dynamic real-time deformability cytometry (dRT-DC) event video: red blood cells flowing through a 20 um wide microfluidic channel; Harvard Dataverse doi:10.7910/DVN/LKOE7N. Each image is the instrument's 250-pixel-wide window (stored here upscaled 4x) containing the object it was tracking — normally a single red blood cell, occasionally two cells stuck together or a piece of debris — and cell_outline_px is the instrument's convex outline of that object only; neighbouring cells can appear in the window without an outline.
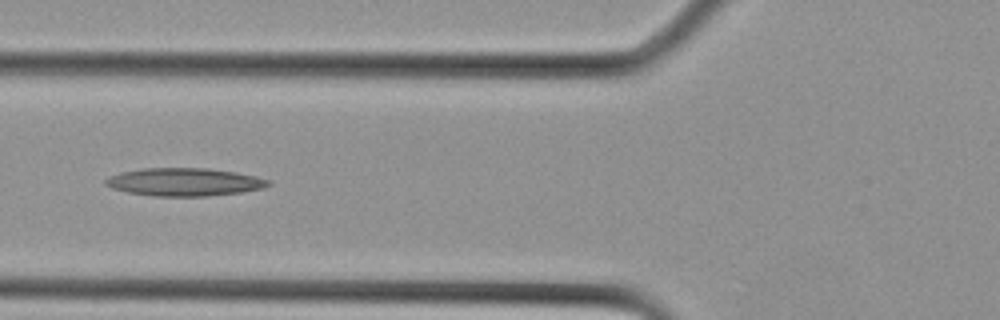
{"species": "Egyptian fruit bat (a non-hibernating species)", "species_latin": "Rousettus aegyptiacus", "temperature_condition": "cold", "stored_images_in_passage": 10, "camera_frame_rate_fps": 3000, "um_per_image_px": 0.085, "animal": {"sex": "female"}, "frame": {"image": 1, "passage_image": 7, "time_ms": 2.0, "image_size_px": [1000, 320], "cell_outline_px": [[272, 184], [264, 188], [240, 192], [208, 196], [152, 196], [128, 192], [112, 188], [104, 184], [104, 180], [108, 176], [120, 172], [144, 168], [208, 168], [236, 172], [256, 176], [272, 180]], "centroid_in_image_um": [15.68, 15.46], "position_along_channel_um": 110.1, "area_um2": 26.7}}
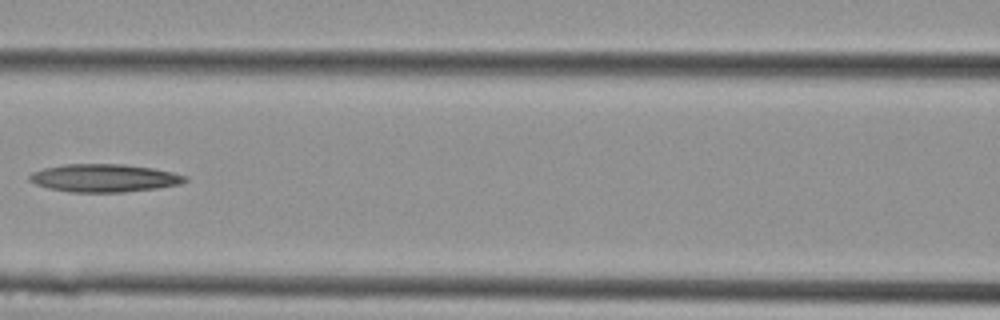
{"frame": {"image": 2, "passage_image": 9, "time_ms": 2.667, "image_size_px": [1000, 320], "cell_outline_px": [[188, 180], [180, 184], [156, 188], [124, 192], [68, 192], [48, 188], [36, 184], [28, 180], [28, 176], [32, 172], [44, 168], [64, 164], [124, 164], [152, 168], [172, 172], [188, 176]], "centroid_in_image_um": [8.84, 15.13], "position_along_channel_um": 157.8, "area_um2": 25.37}}